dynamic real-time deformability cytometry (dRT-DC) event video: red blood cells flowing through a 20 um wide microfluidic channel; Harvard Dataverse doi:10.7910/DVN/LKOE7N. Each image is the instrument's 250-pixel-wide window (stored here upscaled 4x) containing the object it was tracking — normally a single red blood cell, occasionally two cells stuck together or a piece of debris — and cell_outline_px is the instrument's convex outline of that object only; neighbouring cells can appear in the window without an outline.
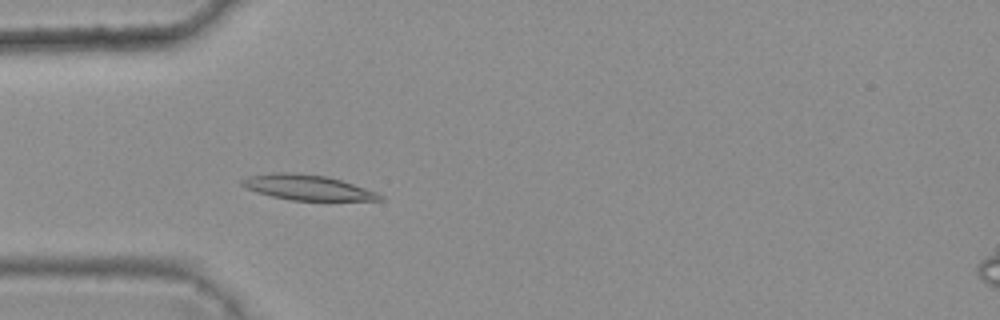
{"species": "common noctule bat (a hibernating species)", "species_latin": "Nyctalus noctula", "temperature_condition": "warm", "stored_images_in_passage": 4, "camera_frame_rate_fps": 3000, "um_per_image_px": 0.085, "animal": {"sex": "female", "body_mass_g": 25.1}, "frame": {"image": 1, "passage_image": 4, "time_ms": 1.0, "image_size_px": [1000, 320], "cell_outline_px": [[384, 200], [292, 200], [272, 196], [256, 192], [240, 184], [240, 180], [248, 176], [272, 172], [292, 172], [328, 176], [376, 192], [384, 196]], "centroid_in_image_um": [26.09, 15.92], "position_along_channel_um": 58.9, "area_um2": 20.11}}